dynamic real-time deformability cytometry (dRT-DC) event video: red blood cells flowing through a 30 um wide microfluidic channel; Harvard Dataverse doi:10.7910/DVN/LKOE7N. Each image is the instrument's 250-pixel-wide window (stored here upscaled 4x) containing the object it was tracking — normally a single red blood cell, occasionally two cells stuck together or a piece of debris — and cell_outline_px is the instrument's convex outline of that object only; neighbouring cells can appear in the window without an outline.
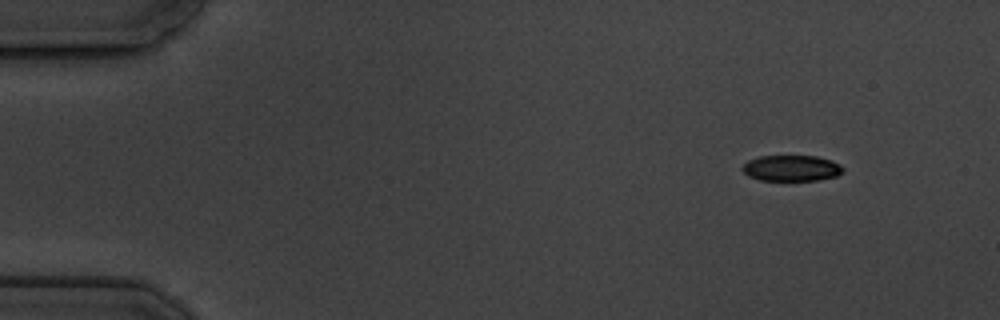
{"species": "common noctule bat (a hibernating species)", "species_latin": "Nyctalus noctula", "temperature_condition": "cold", "stored_images_in_passage": 15, "camera_frame_rate_fps": 3000, "um_per_image_px": 0.085, "animal": {"sex": "male", "body_mass_g": 19.5, "forearm_length_mm": 54.6}, "frame": {"image": 1, "passage_image": 2, "time_ms": 1.333, "image_size_px": [1000, 320], "cell_outline_px": [[844, 172], [836, 176], [820, 180], [760, 180], [748, 176], [740, 168], [748, 160], [760, 156], [816, 156], [832, 160], [840, 164], [844, 168]], "centroid_in_image_um": [67.29, 14.29], "position_along_channel_um": 17.7, "area_um2": 15.32}}
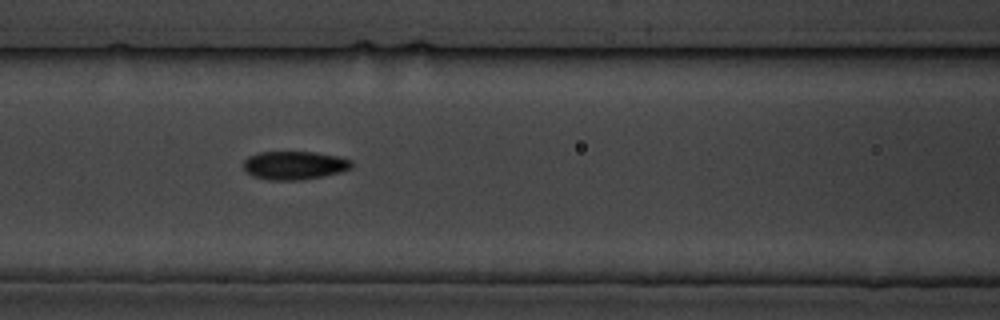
{"frame": {"image": 2, "passage_image": 7, "time_ms": 7.667, "image_size_px": [1000, 320], "cell_outline_px": [[352, 168], [340, 172], [320, 176], [296, 180], [268, 180], [252, 176], [244, 168], [244, 160], [248, 156], [260, 152], [316, 152], [340, 156], [352, 160]], "centroid_in_image_um": [25.03, 14.04], "position_along_channel_um": 141.6, "area_um2": 17.86}}
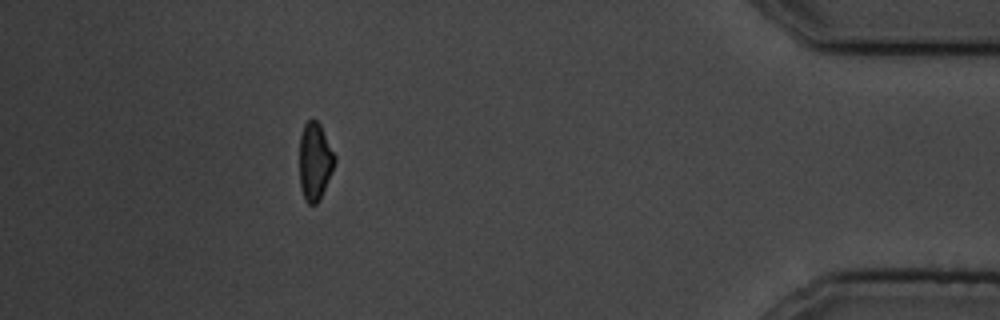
{"frame": {"image": 3, "passage_image": 14, "time_ms": 16.667, "image_size_px": [1000, 320], "cell_outline_px": [[336, 160], [320, 200], [316, 204], [308, 204], [304, 200], [300, 188], [300, 136], [304, 124], [308, 120], [316, 120], [320, 124], [336, 156]], "centroid_in_image_um": [26.76, 13.74], "position_along_channel_um": 408.4, "area_um2": 15.95}, "authors_computed_cell_mechanics": {"area_um2": 17.2822, "velocity_mm_per_s": 3.5167, "shape_relaxation_time_tau1_ms": 2.0573, "shape_relaxation_time_tau2_ms": 1.5806, "deformation_change_tau1": 0.0761, "deformation_change_tau2": 0.0341}}